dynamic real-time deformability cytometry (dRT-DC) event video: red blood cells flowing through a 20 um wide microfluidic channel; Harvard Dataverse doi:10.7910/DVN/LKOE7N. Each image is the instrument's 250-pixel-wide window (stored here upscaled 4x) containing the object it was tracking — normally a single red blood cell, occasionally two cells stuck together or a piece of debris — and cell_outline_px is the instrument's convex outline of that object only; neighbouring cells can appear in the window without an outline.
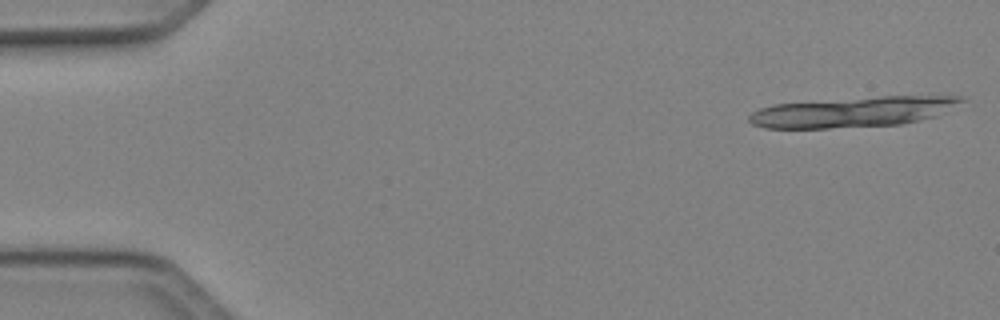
{"species": "Egyptian fruit bat (a non-hibernating species)", "species_latin": "Rousettus aegyptiacus", "temperature_condition": "cold", "stored_images_in_passage": 16, "camera_frame_rate_fps": 3000, "um_per_image_px": 0.085, "animal": {"sex": "female"}, "frame": {"image": 1, "passage_image": 1, "time_ms": 0.0, "image_size_px": [1000, 320], "cell_outline_px": [[968, 100], [936, 116], [900, 124], [828, 128], [764, 128], [752, 124], [748, 120], [748, 116], [752, 112], [760, 108], [776, 104], [880, 96], [964, 96]], "centroid_in_image_um": [72.52, 9.51], "position_along_channel_um": 12.5, "area_um2": 37.22}}